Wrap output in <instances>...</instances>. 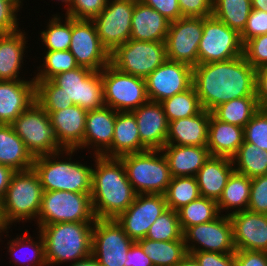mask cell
<instances>
[{"instance_id": "cell-1", "label": "cell", "mask_w": 267, "mask_h": 266, "mask_svg": "<svg viewBox=\"0 0 267 266\" xmlns=\"http://www.w3.org/2000/svg\"><path fill=\"white\" fill-rule=\"evenodd\" d=\"M255 72L243 55L196 65L193 68L192 85L202 109L211 112L230 100L255 97Z\"/></svg>"}, {"instance_id": "cell-2", "label": "cell", "mask_w": 267, "mask_h": 266, "mask_svg": "<svg viewBox=\"0 0 267 266\" xmlns=\"http://www.w3.org/2000/svg\"><path fill=\"white\" fill-rule=\"evenodd\" d=\"M94 157L91 201L96 219H116L133 203L137 193L119 158Z\"/></svg>"}, {"instance_id": "cell-3", "label": "cell", "mask_w": 267, "mask_h": 266, "mask_svg": "<svg viewBox=\"0 0 267 266\" xmlns=\"http://www.w3.org/2000/svg\"><path fill=\"white\" fill-rule=\"evenodd\" d=\"M94 222H62L38 226L48 266L79 261L92 255Z\"/></svg>"}, {"instance_id": "cell-4", "label": "cell", "mask_w": 267, "mask_h": 266, "mask_svg": "<svg viewBox=\"0 0 267 266\" xmlns=\"http://www.w3.org/2000/svg\"><path fill=\"white\" fill-rule=\"evenodd\" d=\"M76 152L77 149H64L34 159L32 168L39 176L43 191L91 193L93 165L71 161Z\"/></svg>"}, {"instance_id": "cell-5", "label": "cell", "mask_w": 267, "mask_h": 266, "mask_svg": "<svg viewBox=\"0 0 267 266\" xmlns=\"http://www.w3.org/2000/svg\"><path fill=\"white\" fill-rule=\"evenodd\" d=\"M43 188L34 169L16 171L1 201L2 213L7 226L14 222H36L41 209ZM13 223V224H12Z\"/></svg>"}, {"instance_id": "cell-6", "label": "cell", "mask_w": 267, "mask_h": 266, "mask_svg": "<svg viewBox=\"0 0 267 266\" xmlns=\"http://www.w3.org/2000/svg\"><path fill=\"white\" fill-rule=\"evenodd\" d=\"M119 159L137 194H162L172 180L171 171L161 150L126 154Z\"/></svg>"}, {"instance_id": "cell-7", "label": "cell", "mask_w": 267, "mask_h": 266, "mask_svg": "<svg viewBox=\"0 0 267 266\" xmlns=\"http://www.w3.org/2000/svg\"><path fill=\"white\" fill-rule=\"evenodd\" d=\"M91 193L43 191L37 226L62 222H95Z\"/></svg>"}, {"instance_id": "cell-8", "label": "cell", "mask_w": 267, "mask_h": 266, "mask_svg": "<svg viewBox=\"0 0 267 266\" xmlns=\"http://www.w3.org/2000/svg\"><path fill=\"white\" fill-rule=\"evenodd\" d=\"M11 125L34 158L64 150L56 138L49 114L36 101Z\"/></svg>"}, {"instance_id": "cell-9", "label": "cell", "mask_w": 267, "mask_h": 266, "mask_svg": "<svg viewBox=\"0 0 267 266\" xmlns=\"http://www.w3.org/2000/svg\"><path fill=\"white\" fill-rule=\"evenodd\" d=\"M50 80L62 88L68 103H73L86 111L105 106L101 71H92L79 66L59 73Z\"/></svg>"}, {"instance_id": "cell-10", "label": "cell", "mask_w": 267, "mask_h": 266, "mask_svg": "<svg viewBox=\"0 0 267 266\" xmlns=\"http://www.w3.org/2000/svg\"><path fill=\"white\" fill-rule=\"evenodd\" d=\"M105 106L117 112L133 111L149 101L145 79L117 70L110 63L101 70Z\"/></svg>"}, {"instance_id": "cell-11", "label": "cell", "mask_w": 267, "mask_h": 266, "mask_svg": "<svg viewBox=\"0 0 267 266\" xmlns=\"http://www.w3.org/2000/svg\"><path fill=\"white\" fill-rule=\"evenodd\" d=\"M166 43L129 39L110 54V64L123 73L146 78L165 60Z\"/></svg>"}, {"instance_id": "cell-12", "label": "cell", "mask_w": 267, "mask_h": 266, "mask_svg": "<svg viewBox=\"0 0 267 266\" xmlns=\"http://www.w3.org/2000/svg\"><path fill=\"white\" fill-rule=\"evenodd\" d=\"M243 55L240 34L213 15L203 18L198 64L226 61Z\"/></svg>"}, {"instance_id": "cell-13", "label": "cell", "mask_w": 267, "mask_h": 266, "mask_svg": "<svg viewBox=\"0 0 267 266\" xmlns=\"http://www.w3.org/2000/svg\"><path fill=\"white\" fill-rule=\"evenodd\" d=\"M133 240L116 219H96L92 232V256L98 266H124Z\"/></svg>"}, {"instance_id": "cell-14", "label": "cell", "mask_w": 267, "mask_h": 266, "mask_svg": "<svg viewBox=\"0 0 267 266\" xmlns=\"http://www.w3.org/2000/svg\"><path fill=\"white\" fill-rule=\"evenodd\" d=\"M137 0H108L92 20L102 45L111 54L131 37V22Z\"/></svg>"}, {"instance_id": "cell-15", "label": "cell", "mask_w": 267, "mask_h": 266, "mask_svg": "<svg viewBox=\"0 0 267 266\" xmlns=\"http://www.w3.org/2000/svg\"><path fill=\"white\" fill-rule=\"evenodd\" d=\"M202 34L201 17H181L171 22L165 41L167 59L194 68L198 65V47Z\"/></svg>"}, {"instance_id": "cell-16", "label": "cell", "mask_w": 267, "mask_h": 266, "mask_svg": "<svg viewBox=\"0 0 267 266\" xmlns=\"http://www.w3.org/2000/svg\"><path fill=\"white\" fill-rule=\"evenodd\" d=\"M183 238L189 254L200 251L228 254L236 251L232 222L224 214L213 221L189 227L183 233Z\"/></svg>"}, {"instance_id": "cell-17", "label": "cell", "mask_w": 267, "mask_h": 266, "mask_svg": "<svg viewBox=\"0 0 267 266\" xmlns=\"http://www.w3.org/2000/svg\"><path fill=\"white\" fill-rule=\"evenodd\" d=\"M69 51L79 66L101 71L110 63V53L102 45L92 20L72 18V35Z\"/></svg>"}, {"instance_id": "cell-18", "label": "cell", "mask_w": 267, "mask_h": 266, "mask_svg": "<svg viewBox=\"0 0 267 266\" xmlns=\"http://www.w3.org/2000/svg\"><path fill=\"white\" fill-rule=\"evenodd\" d=\"M193 68L187 64L166 59L145 78L149 101L162 102L192 86Z\"/></svg>"}, {"instance_id": "cell-19", "label": "cell", "mask_w": 267, "mask_h": 266, "mask_svg": "<svg viewBox=\"0 0 267 266\" xmlns=\"http://www.w3.org/2000/svg\"><path fill=\"white\" fill-rule=\"evenodd\" d=\"M167 209L164 195L137 194L133 203L116 218V221L136 242L146 237L151 225Z\"/></svg>"}, {"instance_id": "cell-20", "label": "cell", "mask_w": 267, "mask_h": 266, "mask_svg": "<svg viewBox=\"0 0 267 266\" xmlns=\"http://www.w3.org/2000/svg\"><path fill=\"white\" fill-rule=\"evenodd\" d=\"M236 250L267 252V214L245 210L229 216Z\"/></svg>"}, {"instance_id": "cell-21", "label": "cell", "mask_w": 267, "mask_h": 266, "mask_svg": "<svg viewBox=\"0 0 267 266\" xmlns=\"http://www.w3.org/2000/svg\"><path fill=\"white\" fill-rule=\"evenodd\" d=\"M131 112L136 118L141 143L148 150H161L166 145L169 130L162 104L148 101Z\"/></svg>"}, {"instance_id": "cell-22", "label": "cell", "mask_w": 267, "mask_h": 266, "mask_svg": "<svg viewBox=\"0 0 267 266\" xmlns=\"http://www.w3.org/2000/svg\"><path fill=\"white\" fill-rule=\"evenodd\" d=\"M0 80V124L11 125L35 101V80Z\"/></svg>"}, {"instance_id": "cell-23", "label": "cell", "mask_w": 267, "mask_h": 266, "mask_svg": "<svg viewBox=\"0 0 267 266\" xmlns=\"http://www.w3.org/2000/svg\"><path fill=\"white\" fill-rule=\"evenodd\" d=\"M59 144L64 149L83 150L87 112L77 105L58 111H46Z\"/></svg>"}, {"instance_id": "cell-24", "label": "cell", "mask_w": 267, "mask_h": 266, "mask_svg": "<svg viewBox=\"0 0 267 266\" xmlns=\"http://www.w3.org/2000/svg\"><path fill=\"white\" fill-rule=\"evenodd\" d=\"M116 111L104 106L100 109L90 110L86 115L83 149L87 148L101 156L111 145L114 136Z\"/></svg>"}, {"instance_id": "cell-25", "label": "cell", "mask_w": 267, "mask_h": 266, "mask_svg": "<svg viewBox=\"0 0 267 266\" xmlns=\"http://www.w3.org/2000/svg\"><path fill=\"white\" fill-rule=\"evenodd\" d=\"M210 113L202 109L194 116L170 121L166 144L207 146Z\"/></svg>"}, {"instance_id": "cell-26", "label": "cell", "mask_w": 267, "mask_h": 266, "mask_svg": "<svg viewBox=\"0 0 267 266\" xmlns=\"http://www.w3.org/2000/svg\"><path fill=\"white\" fill-rule=\"evenodd\" d=\"M170 22L157 10L137 0L131 22L132 40L165 42Z\"/></svg>"}, {"instance_id": "cell-27", "label": "cell", "mask_w": 267, "mask_h": 266, "mask_svg": "<svg viewBox=\"0 0 267 266\" xmlns=\"http://www.w3.org/2000/svg\"><path fill=\"white\" fill-rule=\"evenodd\" d=\"M233 171L232 158L210 155L195 175L201 196L218 201Z\"/></svg>"}, {"instance_id": "cell-28", "label": "cell", "mask_w": 267, "mask_h": 266, "mask_svg": "<svg viewBox=\"0 0 267 266\" xmlns=\"http://www.w3.org/2000/svg\"><path fill=\"white\" fill-rule=\"evenodd\" d=\"M146 150L148 149L141 143L134 114L130 111H116L112 145L101 156L119 158Z\"/></svg>"}, {"instance_id": "cell-29", "label": "cell", "mask_w": 267, "mask_h": 266, "mask_svg": "<svg viewBox=\"0 0 267 266\" xmlns=\"http://www.w3.org/2000/svg\"><path fill=\"white\" fill-rule=\"evenodd\" d=\"M161 151L167 160L172 177H195L210 156L207 146L166 144Z\"/></svg>"}, {"instance_id": "cell-30", "label": "cell", "mask_w": 267, "mask_h": 266, "mask_svg": "<svg viewBox=\"0 0 267 266\" xmlns=\"http://www.w3.org/2000/svg\"><path fill=\"white\" fill-rule=\"evenodd\" d=\"M25 30L0 34V80H21L28 37ZM22 63V64H21ZM21 70V71H20Z\"/></svg>"}, {"instance_id": "cell-31", "label": "cell", "mask_w": 267, "mask_h": 266, "mask_svg": "<svg viewBox=\"0 0 267 266\" xmlns=\"http://www.w3.org/2000/svg\"><path fill=\"white\" fill-rule=\"evenodd\" d=\"M244 142V128L222 122L210 113L207 148L211 156L232 158Z\"/></svg>"}, {"instance_id": "cell-32", "label": "cell", "mask_w": 267, "mask_h": 266, "mask_svg": "<svg viewBox=\"0 0 267 266\" xmlns=\"http://www.w3.org/2000/svg\"><path fill=\"white\" fill-rule=\"evenodd\" d=\"M34 157L12 125L0 124V164L14 171L32 169Z\"/></svg>"}, {"instance_id": "cell-33", "label": "cell", "mask_w": 267, "mask_h": 266, "mask_svg": "<svg viewBox=\"0 0 267 266\" xmlns=\"http://www.w3.org/2000/svg\"><path fill=\"white\" fill-rule=\"evenodd\" d=\"M250 191L251 178L233 171L217 201L220 214L222 212L223 215L225 210V215L230 216L234 213L247 210L250 200Z\"/></svg>"}, {"instance_id": "cell-34", "label": "cell", "mask_w": 267, "mask_h": 266, "mask_svg": "<svg viewBox=\"0 0 267 266\" xmlns=\"http://www.w3.org/2000/svg\"><path fill=\"white\" fill-rule=\"evenodd\" d=\"M37 237H35L38 240H33L32 236L29 235V232L27 229H25L24 233H21L19 235H17V237H15L14 239L8 240V251L11 257H13L9 263L11 264L12 262H14V266H48L46 259H45V242L44 239L41 235V233L39 231H37ZM30 249L31 255H29V253H27L25 251L26 248ZM27 248V249H28ZM22 249L26 252L20 257L21 253H22ZM32 249V250H31ZM19 255H18V253ZM17 254V255H16ZM16 256L19 258H16ZM27 257V258H24ZM23 257V258H22ZM14 259V260H13ZM27 262V263H26ZM22 263V264H21Z\"/></svg>"}, {"instance_id": "cell-35", "label": "cell", "mask_w": 267, "mask_h": 266, "mask_svg": "<svg viewBox=\"0 0 267 266\" xmlns=\"http://www.w3.org/2000/svg\"><path fill=\"white\" fill-rule=\"evenodd\" d=\"M137 242L154 266H176L187 255L184 240L154 241L143 238Z\"/></svg>"}, {"instance_id": "cell-36", "label": "cell", "mask_w": 267, "mask_h": 266, "mask_svg": "<svg viewBox=\"0 0 267 266\" xmlns=\"http://www.w3.org/2000/svg\"><path fill=\"white\" fill-rule=\"evenodd\" d=\"M234 171L255 178L267 174V151L243 142L232 157Z\"/></svg>"}, {"instance_id": "cell-37", "label": "cell", "mask_w": 267, "mask_h": 266, "mask_svg": "<svg viewBox=\"0 0 267 266\" xmlns=\"http://www.w3.org/2000/svg\"><path fill=\"white\" fill-rule=\"evenodd\" d=\"M258 110L256 97H243L220 104L211 114L222 122L244 128Z\"/></svg>"}, {"instance_id": "cell-38", "label": "cell", "mask_w": 267, "mask_h": 266, "mask_svg": "<svg viewBox=\"0 0 267 266\" xmlns=\"http://www.w3.org/2000/svg\"><path fill=\"white\" fill-rule=\"evenodd\" d=\"M251 10V0H213L212 15L240 34Z\"/></svg>"}, {"instance_id": "cell-39", "label": "cell", "mask_w": 267, "mask_h": 266, "mask_svg": "<svg viewBox=\"0 0 267 266\" xmlns=\"http://www.w3.org/2000/svg\"><path fill=\"white\" fill-rule=\"evenodd\" d=\"M177 214L183 233L189 227L213 221L221 215L217 201L202 196L178 209Z\"/></svg>"}, {"instance_id": "cell-40", "label": "cell", "mask_w": 267, "mask_h": 266, "mask_svg": "<svg viewBox=\"0 0 267 266\" xmlns=\"http://www.w3.org/2000/svg\"><path fill=\"white\" fill-rule=\"evenodd\" d=\"M53 14L45 25L46 29L40 32V38L45 46L44 51L69 50L72 35V17Z\"/></svg>"}, {"instance_id": "cell-41", "label": "cell", "mask_w": 267, "mask_h": 266, "mask_svg": "<svg viewBox=\"0 0 267 266\" xmlns=\"http://www.w3.org/2000/svg\"><path fill=\"white\" fill-rule=\"evenodd\" d=\"M201 196L197 180L193 176L172 177L164 197L169 209L177 211Z\"/></svg>"}, {"instance_id": "cell-42", "label": "cell", "mask_w": 267, "mask_h": 266, "mask_svg": "<svg viewBox=\"0 0 267 266\" xmlns=\"http://www.w3.org/2000/svg\"><path fill=\"white\" fill-rule=\"evenodd\" d=\"M168 121L186 118L198 114L202 110L198 95L194 86L182 93L164 99L160 102Z\"/></svg>"}, {"instance_id": "cell-43", "label": "cell", "mask_w": 267, "mask_h": 266, "mask_svg": "<svg viewBox=\"0 0 267 266\" xmlns=\"http://www.w3.org/2000/svg\"><path fill=\"white\" fill-rule=\"evenodd\" d=\"M43 54L45 55L43 63L37 67L34 80H50L59 73L79 67L74 55L69 50L45 51Z\"/></svg>"}, {"instance_id": "cell-44", "label": "cell", "mask_w": 267, "mask_h": 266, "mask_svg": "<svg viewBox=\"0 0 267 266\" xmlns=\"http://www.w3.org/2000/svg\"><path fill=\"white\" fill-rule=\"evenodd\" d=\"M145 238L154 241L184 240L177 211L165 210L151 225Z\"/></svg>"}, {"instance_id": "cell-45", "label": "cell", "mask_w": 267, "mask_h": 266, "mask_svg": "<svg viewBox=\"0 0 267 266\" xmlns=\"http://www.w3.org/2000/svg\"><path fill=\"white\" fill-rule=\"evenodd\" d=\"M35 101L45 111H58L74 105L68 103L62 88L51 80H35Z\"/></svg>"}, {"instance_id": "cell-46", "label": "cell", "mask_w": 267, "mask_h": 266, "mask_svg": "<svg viewBox=\"0 0 267 266\" xmlns=\"http://www.w3.org/2000/svg\"><path fill=\"white\" fill-rule=\"evenodd\" d=\"M244 142L267 151V108H259L244 127Z\"/></svg>"}, {"instance_id": "cell-47", "label": "cell", "mask_w": 267, "mask_h": 266, "mask_svg": "<svg viewBox=\"0 0 267 266\" xmlns=\"http://www.w3.org/2000/svg\"><path fill=\"white\" fill-rule=\"evenodd\" d=\"M243 56L255 70L267 67V34L246 41L243 44Z\"/></svg>"}, {"instance_id": "cell-48", "label": "cell", "mask_w": 267, "mask_h": 266, "mask_svg": "<svg viewBox=\"0 0 267 266\" xmlns=\"http://www.w3.org/2000/svg\"><path fill=\"white\" fill-rule=\"evenodd\" d=\"M22 2L23 0H0V34L20 30L17 15L23 8Z\"/></svg>"}, {"instance_id": "cell-49", "label": "cell", "mask_w": 267, "mask_h": 266, "mask_svg": "<svg viewBox=\"0 0 267 266\" xmlns=\"http://www.w3.org/2000/svg\"><path fill=\"white\" fill-rule=\"evenodd\" d=\"M108 0H72L65 15L78 20H93L105 7Z\"/></svg>"}, {"instance_id": "cell-50", "label": "cell", "mask_w": 267, "mask_h": 266, "mask_svg": "<svg viewBox=\"0 0 267 266\" xmlns=\"http://www.w3.org/2000/svg\"><path fill=\"white\" fill-rule=\"evenodd\" d=\"M247 209L267 214V174L251 179L250 200Z\"/></svg>"}, {"instance_id": "cell-51", "label": "cell", "mask_w": 267, "mask_h": 266, "mask_svg": "<svg viewBox=\"0 0 267 266\" xmlns=\"http://www.w3.org/2000/svg\"><path fill=\"white\" fill-rule=\"evenodd\" d=\"M262 34H267V12L252 9L246 26L240 33L241 43L244 44L249 39Z\"/></svg>"}, {"instance_id": "cell-52", "label": "cell", "mask_w": 267, "mask_h": 266, "mask_svg": "<svg viewBox=\"0 0 267 266\" xmlns=\"http://www.w3.org/2000/svg\"><path fill=\"white\" fill-rule=\"evenodd\" d=\"M182 17H209L213 12V0H178Z\"/></svg>"}, {"instance_id": "cell-53", "label": "cell", "mask_w": 267, "mask_h": 266, "mask_svg": "<svg viewBox=\"0 0 267 266\" xmlns=\"http://www.w3.org/2000/svg\"><path fill=\"white\" fill-rule=\"evenodd\" d=\"M200 266H235L234 253L222 254L211 251L191 252Z\"/></svg>"}, {"instance_id": "cell-54", "label": "cell", "mask_w": 267, "mask_h": 266, "mask_svg": "<svg viewBox=\"0 0 267 266\" xmlns=\"http://www.w3.org/2000/svg\"><path fill=\"white\" fill-rule=\"evenodd\" d=\"M163 15L170 23L182 17L178 0H140Z\"/></svg>"}, {"instance_id": "cell-55", "label": "cell", "mask_w": 267, "mask_h": 266, "mask_svg": "<svg viewBox=\"0 0 267 266\" xmlns=\"http://www.w3.org/2000/svg\"><path fill=\"white\" fill-rule=\"evenodd\" d=\"M235 266H267V252L252 250H236Z\"/></svg>"}, {"instance_id": "cell-56", "label": "cell", "mask_w": 267, "mask_h": 266, "mask_svg": "<svg viewBox=\"0 0 267 266\" xmlns=\"http://www.w3.org/2000/svg\"><path fill=\"white\" fill-rule=\"evenodd\" d=\"M255 97L259 108H267V67L255 72Z\"/></svg>"}, {"instance_id": "cell-57", "label": "cell", "mask_w": 267, "mask_h": 266, "mask_svg": "<svg viewBox=\"0 0 267 266\" xmlns=\"http://www.w3.org/2000/svg\"><path fill=\"white\" fill-rule=\"evenodd\" d=\"M124 266H154L148 256L144 253L141 245L133 242L127 252V259Z\"/></svg>"}, {"instance_id": "cell-58", "label": "cell", "mask_w": 267, "mask_h": 266, "mask_svg": "<svg viewBox=\"0 0 267 266\" xmlns=\"http://www.w3.org/2000/svg\"><path fill=\"white\" fill-rule=\"evenodd\" d=\"M12 168L0 164V201L4 198L6 190L10 184L12 175L15 173Z\"/></svg>"}, {"instance_id": "cell-59", "label": "cell", "mask_w": 267, "mask_h": 266, "mask_svg": "<svg viewBox=\"0 0 267 266\" xmlns=\"http://www.w3.org/2000/svg\"><path fill=\"white\" fill-rule=\"evenodd\" d=\"M176 266H200L192 254L187 255Z\"/></svg>"}, {"instance_id": "cell-60", "label": "cell", "mask_w": 267, "mask_h": 266, "mask_svg": "<svg viewBox=\"0 0 267 266\" xmlns=\"http://www.w3.org/2000/svg\"><path fill=\"white\" fill-rule=\"evenodd\" d=\"M69 266H98L96 260L91 255L85 259L75 261L74 263L70 264Z\"/></svg>"}, {"instance_id": "cell-61", "label": "cell", "mask_w": 267, "mask_h": 266, "mask_svg": "<svg viewBox=\"0 0 267 266\" xmlns=\"http://www.w3.org/2000/svg\"><path fill=\"white\" fill-rule=\"evenodd\" d=\"M252 9L267 12V0H251Z\"/></svg>"}, {"instance_id": "cell-62", "label": "cell", "mask_w": 267, "mask_h": 266, "mask_svg": "<svg viewBox=\"0 0 267 266\" xmlns=\"http://www.w3.org/2000/svg\"><path fill=\"white\" fill-rule=\"evenodd\" d=\"M0 229L4 232V233H9V227L7 226L4 217H3V213H2V204L0 201Z\"/></svg>"}, {"instance_id": "cell-63", "label": "cell", "mask_w": 267, "mask_h": 266, "mask_svg": "<svg viewBox=\"0 0 267 266\" xmlns=\"http://www.w3.org/2000/svg\"><path fill=\"white\" fill-rule=\"evenodd\" d=\"M55 1H58V2H62L63 4L65 3V6L64 8L66 9V11L70 8L71 4H72V0H55Z\"/></svg>"}, {"instance_id": "cell-64", "label": "cell", "mask_w": 267, "mask_h": 266, "mask_svg": "<svg viewBox=\"0 0 267 266\" xmlns=\"http://www.w3.org/2000/svg\"><path fill=\"white\" fill-rule=\"evenodd\" d=\"M2 233H3V231L0 229V237L3 236ZM2 241L3 240H1V238H0V242H2Z\"/></svg>"}]
</instances>
